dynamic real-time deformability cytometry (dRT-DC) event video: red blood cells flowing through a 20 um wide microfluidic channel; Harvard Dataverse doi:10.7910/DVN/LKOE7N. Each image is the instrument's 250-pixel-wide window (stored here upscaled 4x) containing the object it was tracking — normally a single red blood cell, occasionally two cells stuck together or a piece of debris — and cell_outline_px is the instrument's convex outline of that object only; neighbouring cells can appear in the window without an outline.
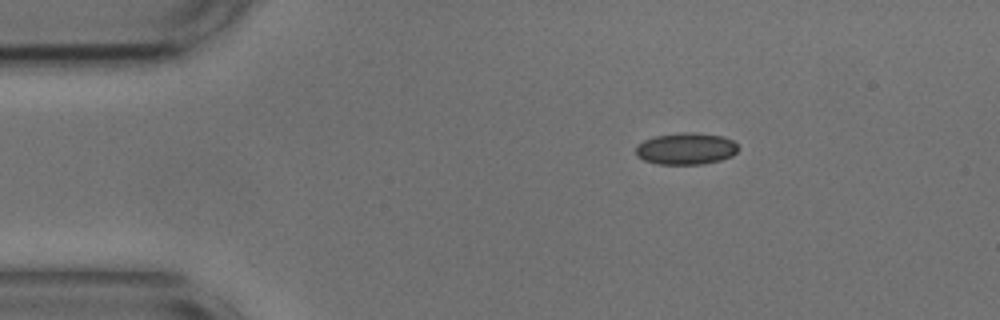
{"species": "common noctule bat (a hibernating species)", "species_latin": "Nyctalus noctula", "temperature_condition": "cold", "stored_images_in_passage": 4, "camera_frame_rate_fps": 3000, "um_per_image_px": 0.085, "animal": {"sex": "male", "body_mass_g": 17.9, "forearm_length_mm": 54.2}, "frame": {"image": 1, "passage_image": 2, "time_ms": 0.333, "image_size_px": [1000, 320], "cell_outline_px": [[740, 148], [732, 156], [720, 160], [704, 164], [656, 164], [644, 160], [636, 156], [636, 144], [644, 140], [656, 136], [680, 132], [692, 132], [724, 136], [732, 140]], "centroid_in_image_um": [58.31, 12.63], "position_along_channel_um": 26.7, "area_um2": 19.13}}